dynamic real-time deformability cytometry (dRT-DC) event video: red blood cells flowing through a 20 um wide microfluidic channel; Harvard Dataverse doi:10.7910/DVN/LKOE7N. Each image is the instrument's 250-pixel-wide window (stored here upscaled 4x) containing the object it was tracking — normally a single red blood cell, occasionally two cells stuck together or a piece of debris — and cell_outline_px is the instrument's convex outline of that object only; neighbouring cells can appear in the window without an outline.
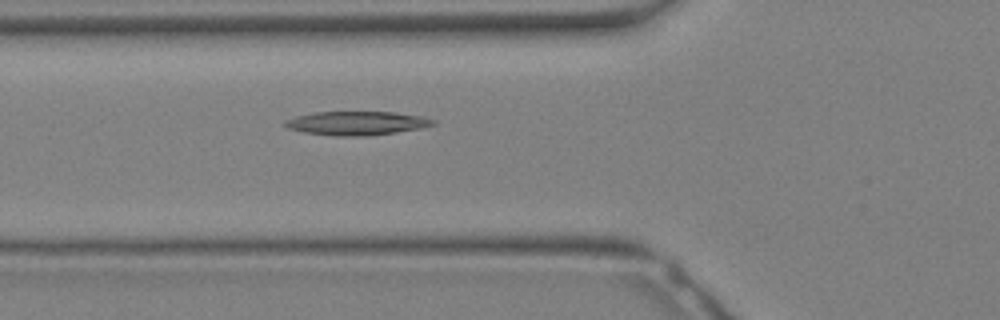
{"species": "Egyptian fruit bat (a non-hibernating species)", "species_latin": "Rousettus aegyptiacus", "temperature_condition": "warm", "stored_images_in_passage": 11, "camera_frame_rate_fps": 3000, "um_per_image_px": 0.085, "animal": {"sex": "female"}, "frame": {"image": 1, "passage_image": 5, "time_ms": 1.333, "image_size_px": [1000, 320], "cell_outline_px": [[436, 124], [420, 128], [396, 132], [364, 136], [336, 136], [304, 132], [288, 128], [284, 124], [284, 120], [296, 116], [316, 112], [396, 112], [420, 116], [436, 120]], "centroid_in_image_um": [30.32, 10.47], "position_along_channel_um": 95.5, "area_um2": 20.4}}
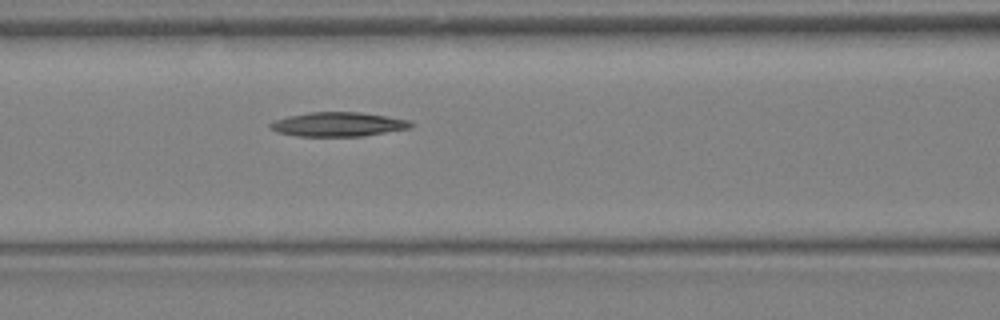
{"frame": {"image": 2, "passage_image": 7, "time_ms": 2.0, "image_size_px": [1000, 320], "cell_outline_px": [[416, 124], [412, 128], [364, 136], [296, 136], [276, 132], [268, 128], [268, 124], [276, 120], [288, 116], [312, 112], [360, 112], [388, 116], [408, 120]], "centroid_in_image_um": [28.77, 10.57], "position_along_channel_um": 137.8, "area_um2": 20.06}}
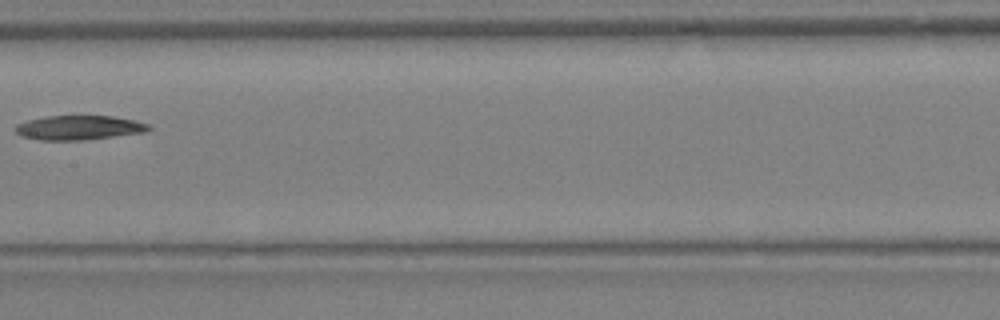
{"frame": {"image": 3, "passage_image": 10, "time_ms": 3.0, "image_size_px": [1000, 320], "cell_outline_px": [[152, 128], [148, 132], [84, 140], [40, 140], [20, 136], [12, 128], [16, 124], [28, 120], [48, 116], [112, 116], [136, 120], [148, 124]], "centroid_in_image_um": [6.71, 10.85], "position_along_channel_um": 200.7, "area_um2": 19.13}}